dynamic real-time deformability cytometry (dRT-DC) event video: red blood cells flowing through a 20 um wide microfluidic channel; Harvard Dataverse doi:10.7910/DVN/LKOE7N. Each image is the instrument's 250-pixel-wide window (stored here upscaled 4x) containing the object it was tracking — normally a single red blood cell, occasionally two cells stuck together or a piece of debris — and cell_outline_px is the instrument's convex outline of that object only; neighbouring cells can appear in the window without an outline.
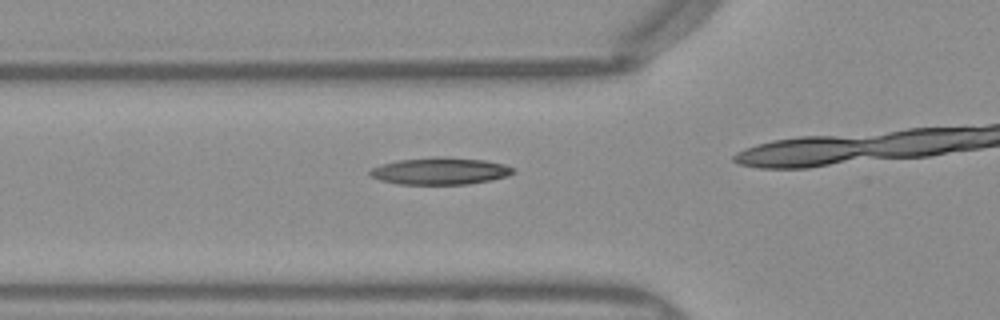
{"species": "Egyptian fruit bat (a non-hibernating species)", "species_latin": "Rousettus aegyptiacus", "temperature_condition": "warm", "stored_images_in_passage": 32, "camera_frame_rate_fps": 3000, "um_per_image_px": 0.085, "frame": {"image": 1, "passage_image": 5, "time_ms": 1.333, "image_size_px": [1000, 320], "cell_outline_px": [[516, 172], [508, 176], [492, 180], [468, 184], [400, 184], [380, 180], [372, 176], [368, 172], [372, 168], [384, 164], [400, 160], [432, 156], [444, 156], [484, 160], [504, 164], [516, 168]], "centroid_in_image_um": [37.48, 14.53], "position_along_channel_um": 88.3, "area_um2": 22.66}}
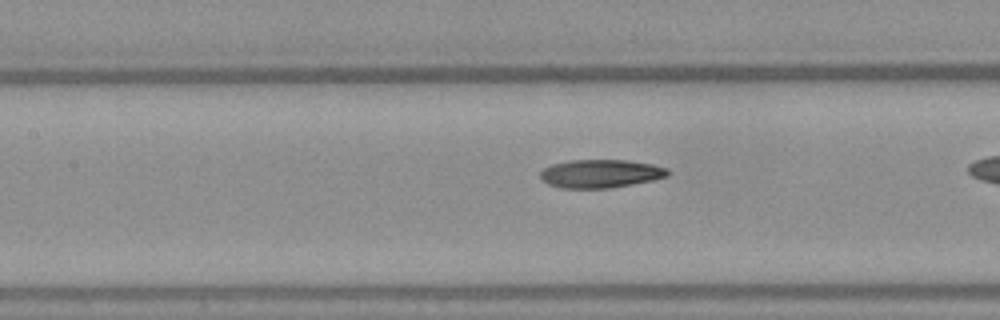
{"frame": {"image": 2, "passage_image": 10, "time_ms": 3.0, "image_size_px": [1000, 320], "cell_outline_px": [[668, 176], [652, 180], [632, 184], [608, 188], [560, 188], [548, 184], [540, 176], [540, 172], [544, 168], [552, 164], [568, 160], [628, 160], [652, 164], [668, 168]], "centroid_in_image_um": [51.04, 14.75], "position_along_channel_um": 156.4, "area_um2": 20.98}, "authors_computed_cell_mechanics": {"area_um2": 21.386, "velocity_mm_per_s": 4.0126, "shape_relaxation_time_tau1_ms": null, "shape_relaxation_time_tau2_ms": 2.5157, "deformation_change_tau1": null, "deformation_change_tau2": 0.1075}}